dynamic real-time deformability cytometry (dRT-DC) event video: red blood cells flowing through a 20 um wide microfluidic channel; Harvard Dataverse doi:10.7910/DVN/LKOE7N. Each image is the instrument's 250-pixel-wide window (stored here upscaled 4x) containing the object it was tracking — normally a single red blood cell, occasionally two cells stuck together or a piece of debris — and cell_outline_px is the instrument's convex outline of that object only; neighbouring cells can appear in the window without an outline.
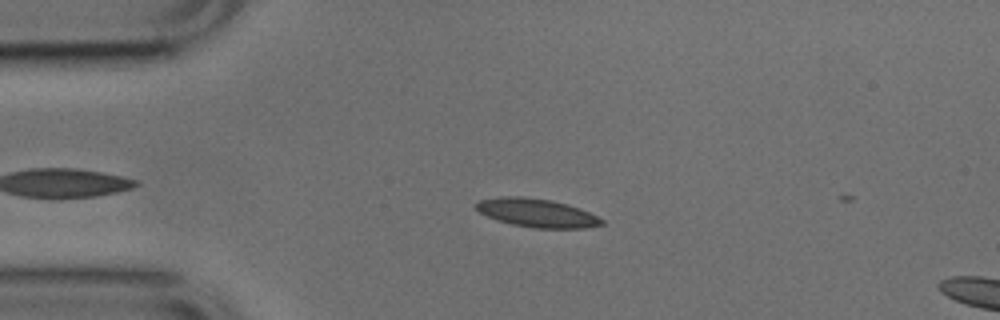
{"species": "common noctule bat (a hibernating species)", "species_latin": "Nyctalus noctula", "temperature_condition": "cold", "stored_images_in_passage": 5, "camera_frame_rate_fps": 3000, "um_per_image_px": 0.085, "animal": {"sex": "male", "body_mass_g": 17.9, "forearm_length_mm": 54.2}, "frame": {"image": 1, "passage_image": 4, "time_ms": 1.0, "image_size_px": [1000, 320], "cell_outline_px": [[604, 224], [584, 228], [532, 228], [512, 224], [496, 220], [480, 212], [476, 208], [476, 204], [480, 200], [504, 196], [524, 196], [552, 200], [568, 204], [580, 208], [604, 220]], "centroid_in_image_um": [45.65, 18.09], "position_along_channel_um": 39.4, "area_um2": 20.81}}